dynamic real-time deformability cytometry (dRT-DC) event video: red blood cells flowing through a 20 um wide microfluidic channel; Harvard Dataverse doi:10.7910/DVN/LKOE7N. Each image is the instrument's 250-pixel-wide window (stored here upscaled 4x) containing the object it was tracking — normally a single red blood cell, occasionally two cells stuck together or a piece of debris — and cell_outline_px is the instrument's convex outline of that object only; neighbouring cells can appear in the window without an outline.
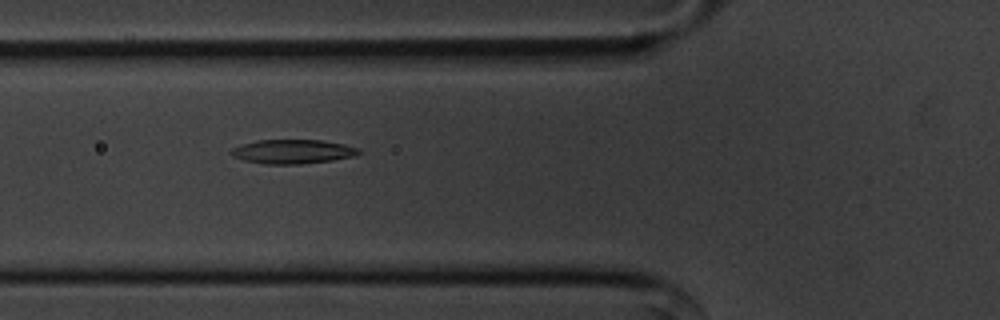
{"species": "common noctule bat (a hibernating species)", "species_latin": "Nyctalus noctula", "temperature_condition": "cold", "stored_images_in_passage": 38, "camera_frame_rate_fps": 3000, "um_per_image_px": 0.085, "animal": {"sex": "male", "body_mass_g": 20.1, "forearm_length_mm": 53.5}, "frame": {"image": 1, "passage_image": 5, "time_ms": 1.333, "image_size_px": [1000, 320], "cell_outline_px": [[360, 152], [356, 156], [332, 160], [300, 164], [264, 164], [244, 160], [232, 156], [228, 152], [232, 148], [240, 144], [256, 140], [320, 140], [344, 144], [360, 148]], "centroid_in_image_um": [24.85, 12.88], "position_along_channel_um": 100.9, "area_um2": 18.09}}
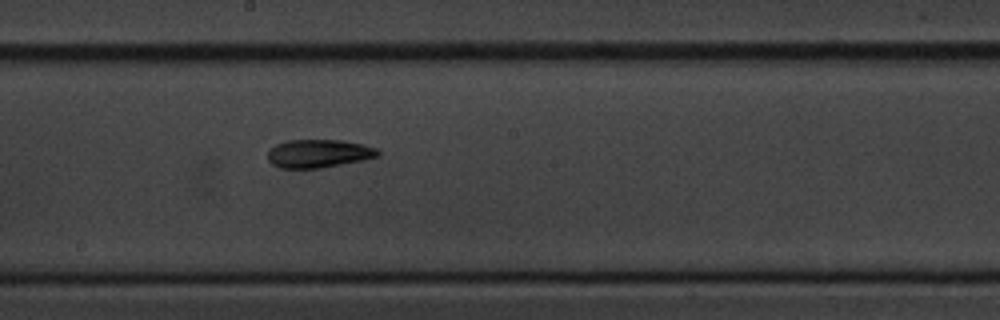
{"frame": {"image": 2, "passage_image": 15, "time_ms": 4.667, "image_size_px": [1000, 320], "cell_outline_px": [[380, 152], [376, 156], [364, 160], [320, 168], [280, 168], [272, 164], [268, 160], [268, 152], [276, 144], [288, 140], [344, 140], [376, 148]], "centroid_in_image_um": [27.06, 13.05], "position_along_channel_um": 221.1, "area_um2": 17.98}}
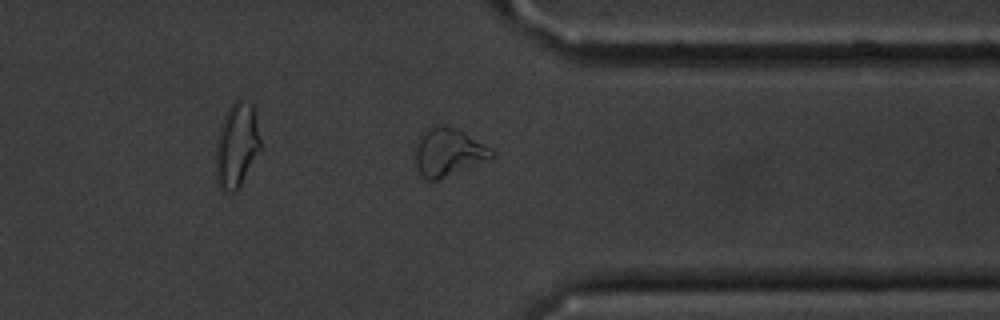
{"frame": {"image": 3, "passage_image": 28, "time_ms": 9.0, "image_size_px": [1000, 320], "cell_outline_px": [[496, 152], [492, 156], [436, 180], [428, 180], [420, 172], [416, 164], [416, 144], [424, 128], [440, 124], [444, 124], [456, 128], [464, 132], [492, 148]], "centroid_in_image_um": [38.07, 12.86], "position_along_channel_um": 373.3, "area_um2": 20.75}, "authors_computed_cell_mechanics": {"area_um2": 18.0336, "velocity_mm_per_s": 3.5902, "shape_relaxation_time_tau1_ms": 4.9129, "shape_relaxation_time_tau2_ms": 7.4195, "deformation_change_tau1": 0.1957, "deformation_change_tau2": 0.1644}}